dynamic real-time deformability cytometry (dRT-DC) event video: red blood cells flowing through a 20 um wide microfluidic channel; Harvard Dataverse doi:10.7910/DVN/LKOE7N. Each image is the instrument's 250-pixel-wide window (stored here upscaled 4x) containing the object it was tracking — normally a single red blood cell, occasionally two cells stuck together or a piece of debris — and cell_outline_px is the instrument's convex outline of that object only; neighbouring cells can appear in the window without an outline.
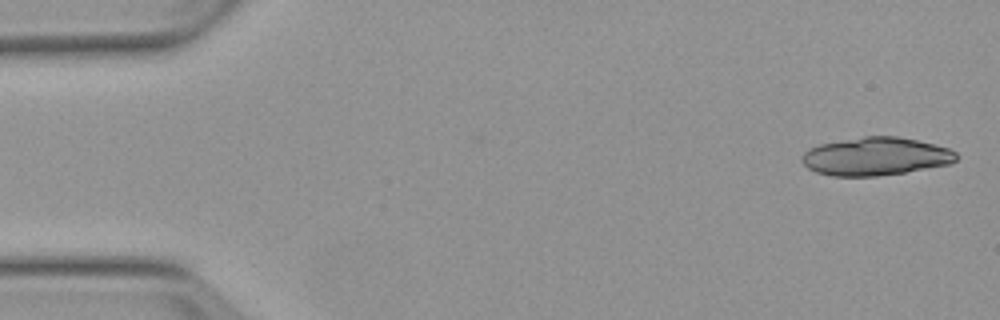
{"species": "Egyptian fruit bat (a non-hibernating species)", "species_latin": "Rousettus aegyptiacus", "temperature_condition": "warm", "stored_images_in_passage": 3, "camera_frame_rate_fps": 3000, "um_per_image_px": 0.085, "animal": {"sex": "female"}, "frame": {"image": 1, "passage_image": 1, "time_ms": 0.0, "image_size_px": [1000, 320], "cell_outline_px": [[960, 156], [952, 164], [904, 172], [876, 176], [832, 176], [816, 172], [808, 168], [800, 160], [800, 156], [804, 152], [820, 144], [864, 136], [896, 136], [936, 144], [948, 148], [956, 152]], "centroid_in_image_um": [74.46, 13.3], "position_along_channel_um": 10.5, "area_um2": 34.33}}